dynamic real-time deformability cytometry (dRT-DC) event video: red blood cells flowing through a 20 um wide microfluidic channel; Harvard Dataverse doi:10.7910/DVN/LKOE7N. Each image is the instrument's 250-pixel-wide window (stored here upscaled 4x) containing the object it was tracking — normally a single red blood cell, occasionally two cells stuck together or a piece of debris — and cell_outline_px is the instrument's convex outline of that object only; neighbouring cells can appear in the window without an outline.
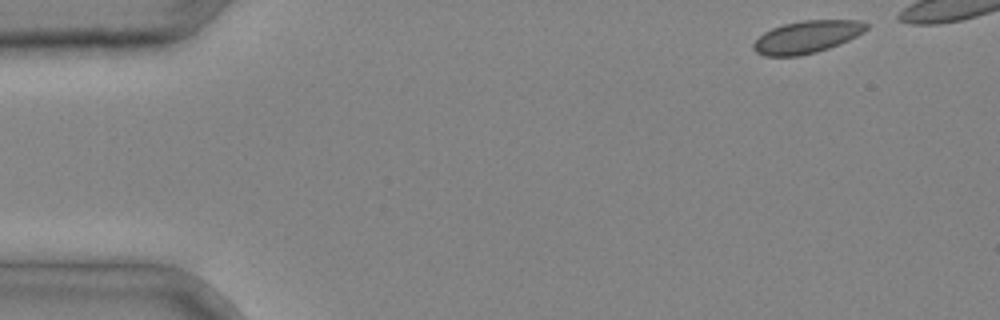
{"species": "common noctule bat (a hibernating species)", "species_latin": "Nyctalus noctula", "temperature_condition": "cold", "stored_images_in_passage": 4, "camera_frame_rate_fps": 3000, "um_per_image_px": 0.085, "animal": {"sex": "male", "body_mass_g": 20.4}, "frame": {"image": 1, "passage_image": 1, "time_ms": 0.0, "image_size_px": [1000, 320], "cell_outline_px": [[868, 28], [864, 32], [840, 44], [816, 52], [800, 56], [764, 56], [756, 52], [752, 48], [752, 44], [764, 32], [772, 28], [784, 24], [804, 20], [860, 20], [868, 24]], "centroid_in_image_um": [68.58, 3.14], "position_along_channel_um": 16.4, "area_um2": 21.33}}
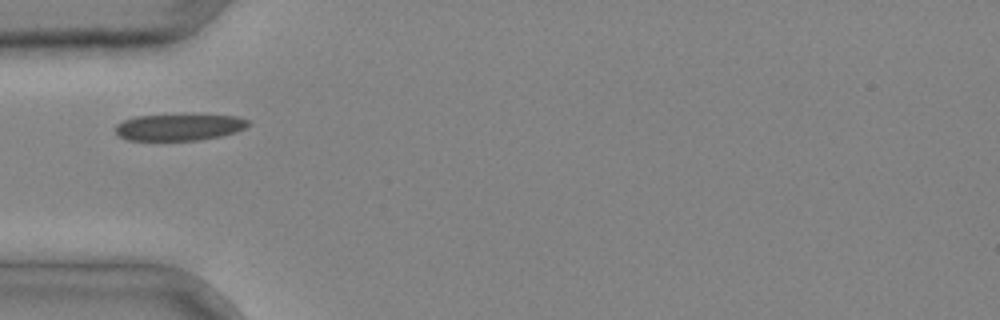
{"frame": {"image": 2, "passage_image": 4, "time_ms": 1.0, "image_size_px": [1000, 320], "cell_outline_px": [[252, 124], [236, 132], [220, 136], [200, 140], [128, 140], [120, 136], [116, 132], [116, 124], [124, 120], [136, 116], [184, 112], [192, 112], [240, 116], [248, 120]], "centroid_in_image_um": [15.31, 10.75], "position_along_channel_um": 69.7, "area_um2": 21.73}}